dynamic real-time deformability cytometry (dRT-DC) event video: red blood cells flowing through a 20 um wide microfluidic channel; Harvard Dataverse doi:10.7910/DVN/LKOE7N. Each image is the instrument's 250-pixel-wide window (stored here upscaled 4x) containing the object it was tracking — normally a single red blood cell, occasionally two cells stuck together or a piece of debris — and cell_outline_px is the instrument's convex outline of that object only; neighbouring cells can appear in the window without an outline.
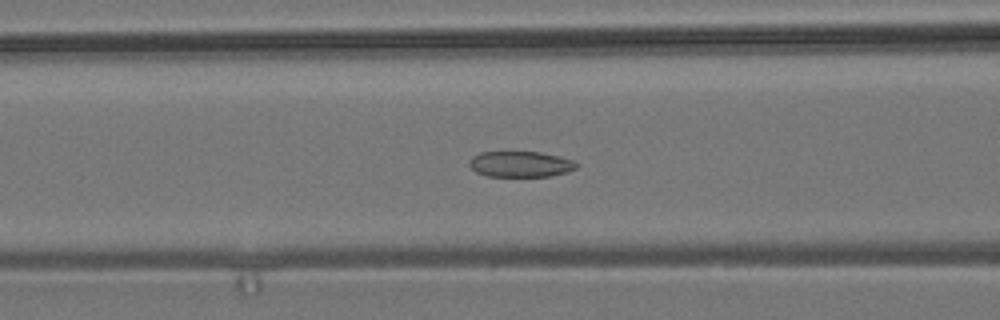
{"species": "common noctule bat (a hibernating species)", "species_latin": "Nyctalus noctula", "temperature_condition": "room temperature", "stored_images_in_passage": 38, "camera_frame_rate_fps": 3000, "um_per_image_px": 0.085, "animal": {"sex": "male", "body_mass_g": 19.2, "forearm_length_mm": 51.8}, "frame": {"image": 1, "passage_image": 14, "time_ms": 4.333, "image_size_px": [1000, 320], "cell_outline_px": [[580, 164], [576, 168], [568, 172], [552, 176], [488, 176], [476, 172], [468, 164], [468, 160], [472, 156], [480, 152], [540, 152], [560, 156], [576, 160]], "centroid_in_image_um": [44.28, 13.95], "position_along_channel_um": 122.3, "area_um2": 16.36}}
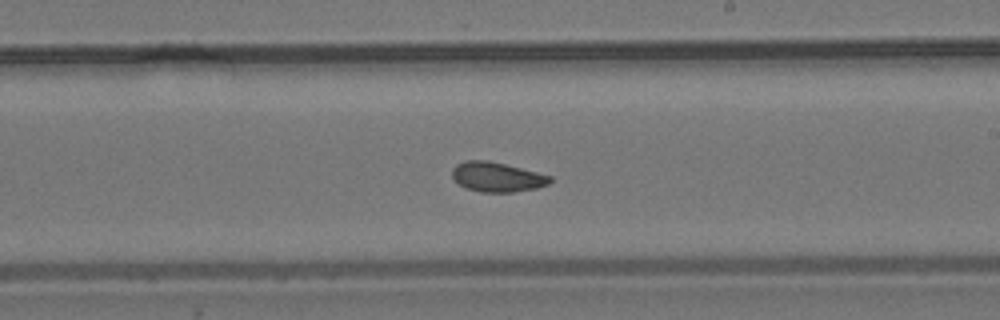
{"frame": {"image": 2, "passage_image": 24, "time_ms": 7.667, "image_size_px": [1000, 320], "cell_outline_px": [[552, 180], [548, 184], [536, 188], [512, 192], [480, 192], [468, 188], [460, 184], [452, 176], [452, 168], [456, 164], [464, 160], [488, 160], [552, 176]], "centroid_in_image_um": [42.23, 15.03], "position_along_channel_um": 246.8, "area_um2": 16.76}}
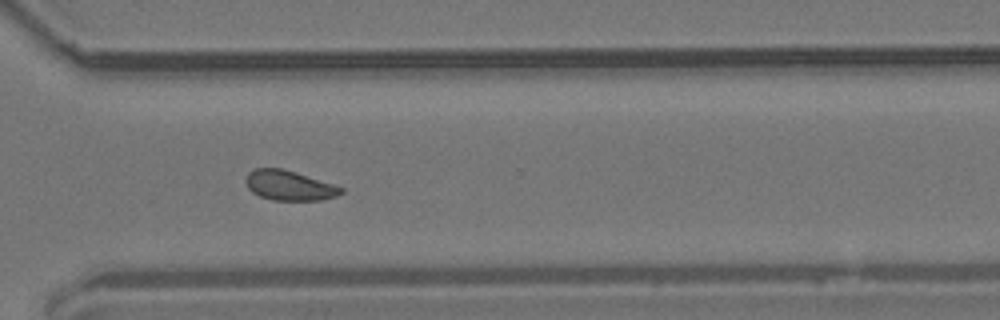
{"frame": {"image": 3, "passage_image": 32, "time_ms": 10.333, "image_size_px": [1000, 320], "cell_outline_px": [[344, 192], [336, 196], [320, 200], [272, 200], [260, 196], [252, 192], [248, 188], [244, 180], [248, 172], [252, 168], [280, 168], [296, 172], [336, 184], [344, 188]], "centroid_in_image_um": [24.59, 15.75], "position_along_channel_um": 346.0, "area_um2": 16.82}, "authors_computed_cell_mechanics": {"area_um2": 16.8198, "velocity_mm_per_s": 3.7303, "shape_relaxation_time_tau1_ms": 10.4091, "shape_relaxation_time_tau2_ms": 2.5593, "deformation_change_tau1": 0.1209, "deformation_change_tau2": 0.0777}}